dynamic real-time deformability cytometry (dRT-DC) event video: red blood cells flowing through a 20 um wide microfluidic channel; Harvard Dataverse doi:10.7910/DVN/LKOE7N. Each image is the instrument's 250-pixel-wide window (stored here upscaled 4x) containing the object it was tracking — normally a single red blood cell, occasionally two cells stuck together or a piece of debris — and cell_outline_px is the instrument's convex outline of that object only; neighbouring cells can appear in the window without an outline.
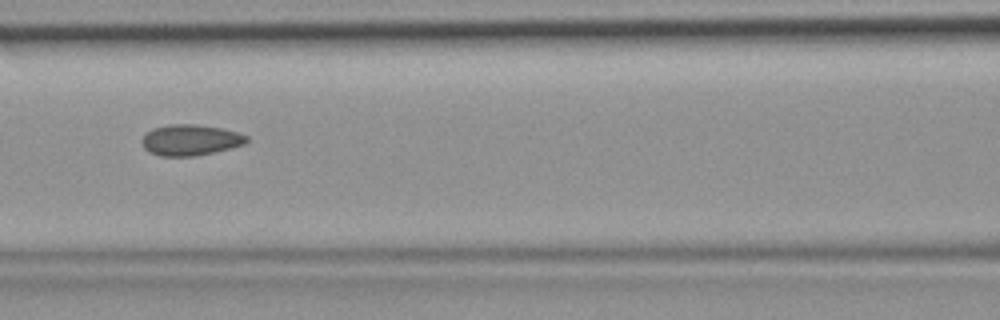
{"species": "common noctule bat (a hibernating species)", "species_latin": "Nyctalus noctula", "temperature_condition": "room temperature", "stored_images_in_passage": 6, "camera_frame_rate_fps": 3000, "um_per_image_px": 0.085, "animal": {"sex": "female", "body_mass_g": 19.9}, "frame": {"image": 1, "passage_image": 6, "time_ms": 1.667, "image_size_px": [1000, 320], "cell_outline_px": [[248, 140], [244, 144], [212, 152], [192, 156], [160, 156], [148, 152], [144, 148], [140, 140], [152, 128], [168, 124], [196, 124], [220, 128], [236, 132], [248, 136]], "centroid_in_image_um": [16.13, 11.89], "position_along_channel_um": 150.5, "area_um2": 18.73}}